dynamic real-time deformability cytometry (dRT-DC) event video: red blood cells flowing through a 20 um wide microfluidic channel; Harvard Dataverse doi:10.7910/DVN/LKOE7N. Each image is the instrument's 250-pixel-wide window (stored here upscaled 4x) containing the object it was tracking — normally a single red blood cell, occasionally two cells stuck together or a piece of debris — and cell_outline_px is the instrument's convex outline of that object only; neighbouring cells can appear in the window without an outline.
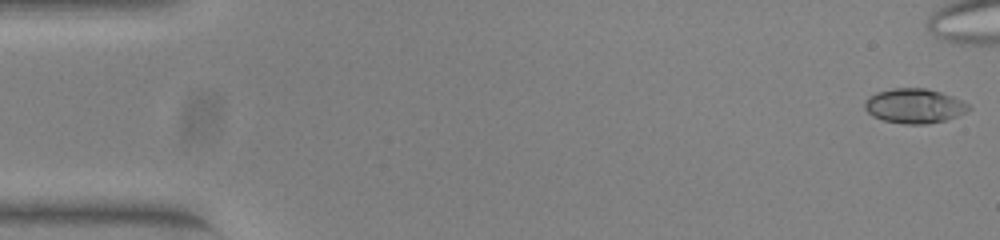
{"species": "common noctule bat (a hibernating species)", "species_latin": "Nyctalus noctula", "temperature_condition": "warm", "stored_images_in_passage": 47, "camera_frame_rate_fps": 3000, "um_per_image_px": 0.085, "animal": {"sex": "female", "body_mass_g": 23.0, "forearm_length_mm": 53.4}, "frame": {"image": 1, "passage_image": 1, "time_ms": 0.0, "image_size_px": [1000, 240], "cell_outline_px": [[972, 108], [956, 116], [944, 120], [928, 124], [904, 124], [884, 120], [872, 116], [864, 108], [864, 104], [868, 96], [876, 92], [892, 88], [928, 88], [952, 96], [968, 104]], "centroid_in_image_um": [77.69, 8.99], "position_along_channel_um": 7.3, "area_um2": 20.92}}
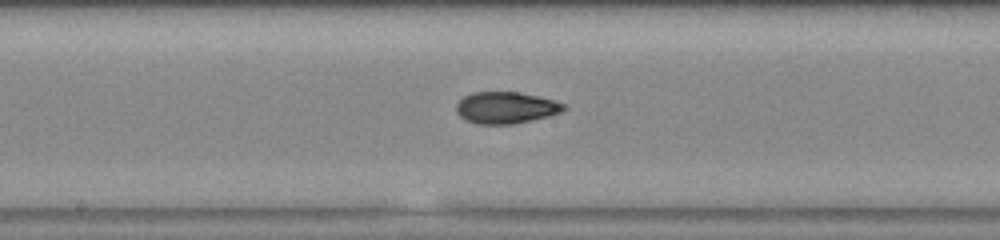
{"frame": {"image": 2, "passage_image": 27, "time_ms": 8.667, "image_size_px": [1000, 240], "cell_outline_px": [[568, 108], [560, 112], [548, 116], [512, 124], [476, 124], [460, 116], [456, 112], [456, 104], [464, 96], [472, 92], [520, 92], [552, 100], [564, 104]], "centroid_in_image_um": [42.97, 9.15], "position_along_channel_um": 205.2, "area_um2": 19.65}}
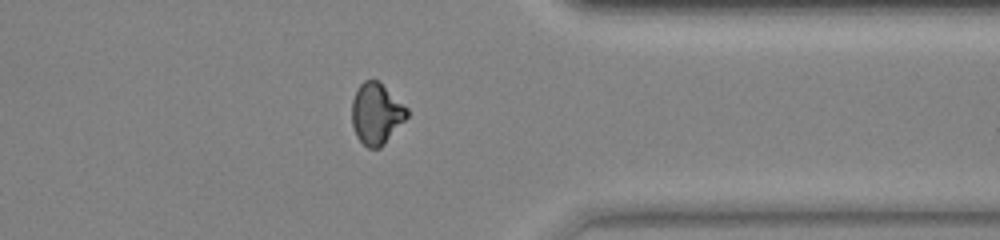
{"frame": {"image": 3, "passage_image": 41, "time_ms": 13.333, "image_size_px": [1000, 240], "cell_outline_px": [[408, 116], [384, 144], [380, 148], [368, 148], [356, 136], [352, 124], [352, 100], [360, 84], [364, 80], [376, 80], [408, 108]], "centroid_in_image_um": [31.98, 9.68], "position_along_channel_um": 379.4, "area_um2": 19.31}, "authors_computed_cell_mechanics": {"area_um2": 19.8832, "velocity_mm_per_s": 3.9366, "shape_relaxation_time_tau1_ms": 8.8388, "shape_relaxation_time_tau2_ms": 2.4637, "deformation_change_tau1": 0.2335, "deformation_change_tau2": 0.0648}}